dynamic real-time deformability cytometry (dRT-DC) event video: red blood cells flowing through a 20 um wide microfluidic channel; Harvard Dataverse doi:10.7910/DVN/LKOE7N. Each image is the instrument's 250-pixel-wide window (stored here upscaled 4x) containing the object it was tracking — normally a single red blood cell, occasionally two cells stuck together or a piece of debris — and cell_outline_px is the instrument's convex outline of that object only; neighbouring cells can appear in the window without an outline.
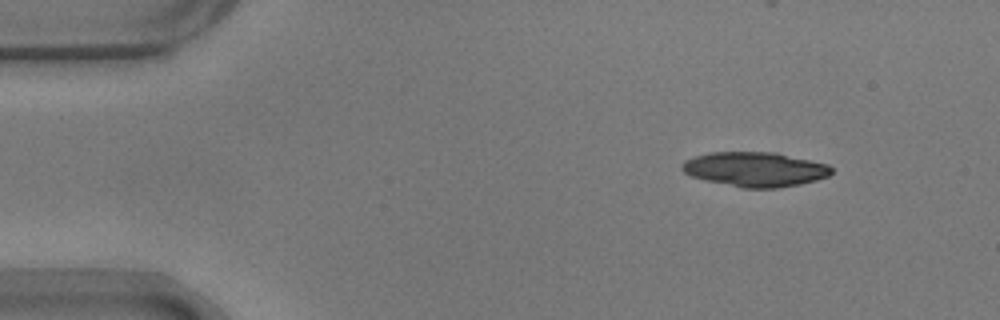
{"species": "common noctule bat (a hibernating species)", "species_latin": "Nyctalus noctula", "temperature_condition": "warm", "stored_images_in_passage": 38, "segment_of_instrument_passage": [1, 2], "camera_frame_rate_fps": 3000, "um_per_image_px": 0.085, "animal": {"sex": "male", "body_mass_g": 17.9}, "frame": {"image": 1, "passage_image": 1, "time_ms": 0.0, "image_size_px": [1000, 320], "cell_outline_px": [[832, 172], [828, 176], [816, 180], [800, 184], [776, 188], [744, 188], [708, 180], [692, 176], [684, 172], [680, 168], [680, 164], [684, 160], [708, 152], [776, 152], [828, 164], [832, 168]], "centroid_in_image_um": [64.18, 14.38], "position_along_channel_um": 20.8, "area_um2": 30.06}}